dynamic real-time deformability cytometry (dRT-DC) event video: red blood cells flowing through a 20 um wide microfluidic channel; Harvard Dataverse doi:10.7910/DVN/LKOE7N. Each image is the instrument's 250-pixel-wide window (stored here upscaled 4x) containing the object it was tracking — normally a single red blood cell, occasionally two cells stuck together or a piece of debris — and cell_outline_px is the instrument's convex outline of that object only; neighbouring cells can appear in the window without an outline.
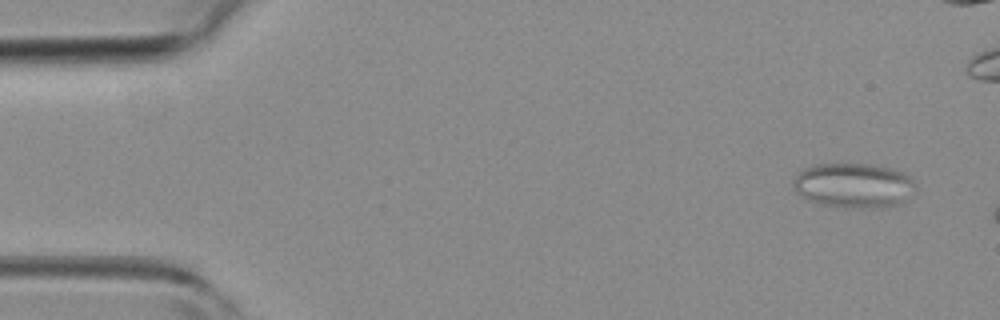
{"species": "common noctule bat (a hibernating species)", "species_latin": "Nyctalus noctula", "temperature_condition": "room temperature", "stored_images_in_passage": 5, "segment_of_instrument_passage": [2, 2], "camera_frame_rate_fps": 3000, "um_per_image_px": 0.085, "animal": {"sex": "female", "body_mass_g": 19.3, "forearm_length_mm": 54.1}, "frame": {"image": 1, "passage_image": 5, "time_ms": 5.667, "image_size_px": [1000, 320], "cell_outline_px": [[916, 192], [900, 204], [884, 208], [844, 208], [820, 204], [808, 200], [796, 192], [792, 188], [792, 180], [804, 168], [812, 164], [876, 164], [892, 168], [904, 172], [916, 184]], "centroid_in_image_um": [72.58, 15.77], "position_along_channel_um": 12.4, "area_um2": 32.66}}